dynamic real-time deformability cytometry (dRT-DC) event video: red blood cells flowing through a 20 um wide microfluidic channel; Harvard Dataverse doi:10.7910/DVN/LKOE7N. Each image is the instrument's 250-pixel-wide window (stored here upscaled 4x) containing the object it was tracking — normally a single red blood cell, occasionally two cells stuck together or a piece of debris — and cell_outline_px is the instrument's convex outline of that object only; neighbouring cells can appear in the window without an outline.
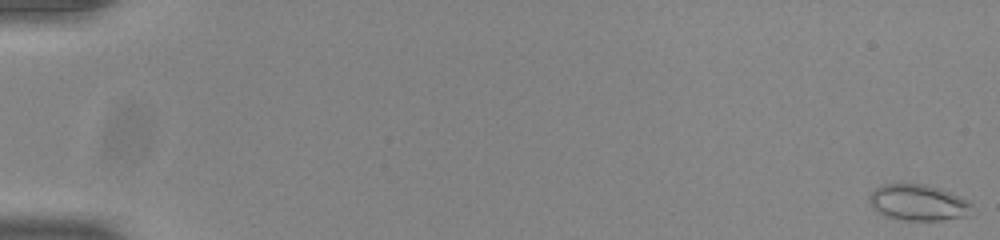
{"species": "common noctule bat (a hibernating species)", "species_latin": "Nyctalus noctula", "temperature_condition": "room temperature", "stored_images_in_passage": 50, "camera_frame_rate_fps": 3000, "um_per_image_px": 0.085, "animal": {"sex": "male", "body_mass_g": 20.0, "forearm_length_mm": 53.3}, "frame": {"image": 1, "passage_image": 1, "time_ms": 0.0, "image_size_px": [1000, 240], "cell_outline_px": [[972, 204], [968, 216], [940, 220], [908, 220], [884, 216], [872, 208], [868, 200], [868, 196], [880, 184], [924, 184], [940, 188], [952, 192], [968, 200]], "centroid_in_image_um": [78.03, 17.21], "position_along_channel_um": 7.0, "area_um2": 21.68}}
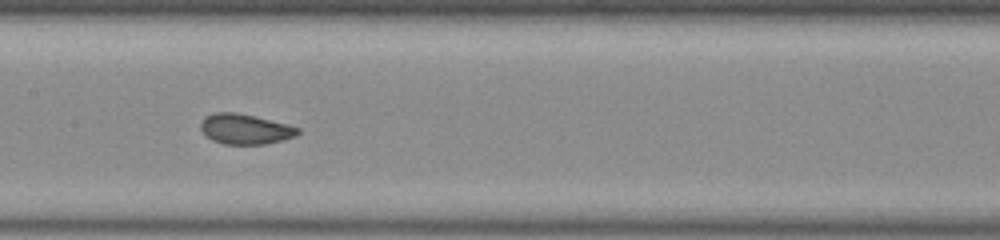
{"frame": {"image": 2, "passage_image": 29, "time_ms": 9.333, "image_size_px": [1000, 240], "cell_outline_px": [[300, 132], [296, 136], [264, 144], [224, 144], [212, 140], [204, 136], [200, 128], [200, 120], [204, 116], [212, 112], [236, 112], [256, 116], [300, 128]], "centroid_in_image_um": [20.76, 10.96], "position_along_channel_um": 186.6, "area_um2": 17.28}}
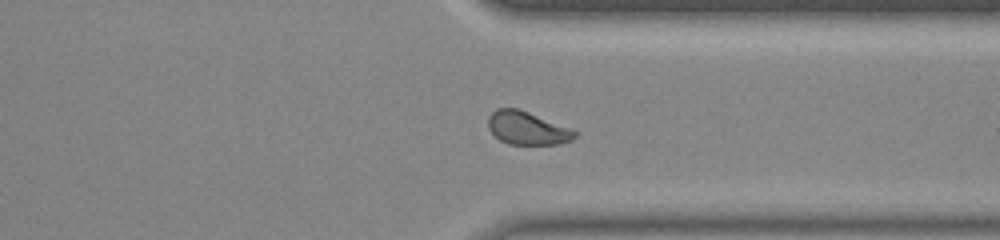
{"frame": {"image": 3, "passage_image": 43, "time_ms": 14.0, "image_size_px": [1000, 240], "cell_outline_px": [[576, 136], [572, 140], [560, 144], [508, 144], [500, 140], [488, 128], [488, 116], [496, 108], [520, 108], [572, 128], [576, 132]], "centroid_in_image_um": [44.83, 10.87], "position_along_channel_um": 366.6, "area_um2": 16.94}}